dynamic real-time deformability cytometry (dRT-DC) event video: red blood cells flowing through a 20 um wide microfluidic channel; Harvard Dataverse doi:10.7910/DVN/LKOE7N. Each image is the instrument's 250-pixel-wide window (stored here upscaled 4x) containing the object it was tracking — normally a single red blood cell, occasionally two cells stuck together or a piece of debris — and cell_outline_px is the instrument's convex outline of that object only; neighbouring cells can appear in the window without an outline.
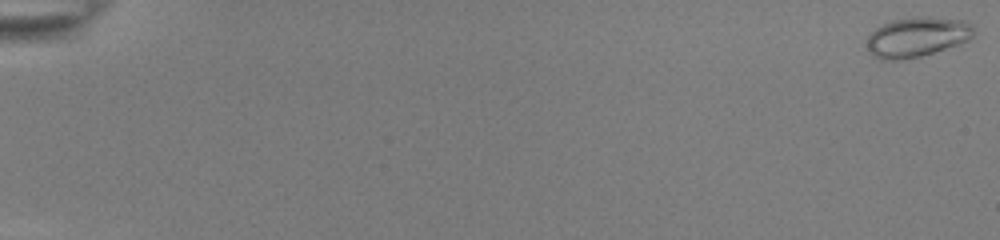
{"species": "common noctule bat (a hibernating species)", "species_latin": "Nyctalus noctula", "temperature_condition": "room temperature", "stored_images_in_passage": 55, "camera_frame_rate_fps": 3000, "um_per_image_px": 0.085, "animal": {"sex": "female", "body_mass_g": 22.0, "forearm_length_mm": 56.7}, "frame": {"image": 1, "passage_image": 1, "time_ms": 0.0, "image_size_px": [1000, 240], "cell_outline_px": [[976, 32], [968, 40], [960, 44], [920, 56], [904, 60], [880, 60], [872, 56], [868, 52], [868, 36], [876, 28], [892, 20], [924, 16], [928, 16], [964, 20], [972, 24]], "centroid_in_image_um": [77.97, 3.15], "position_along_channel_um": 7.0, "area_um2": 24.97}}
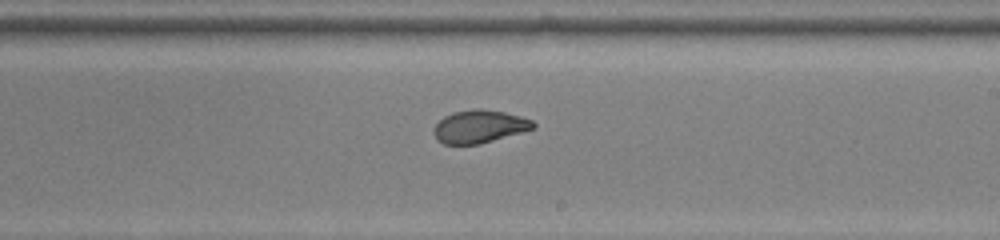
{"frame": {"image": 2, "passage_image": 35, "time_ms": 11.333, "image_size_px": [1000, 240], "cell_outline_px": [[536, 128], [480, 144], [444, 144], [436, 140], [432, 132], [436, 124], [444, 116], [452, 112], [472, 108], [480, 108], [504, 112], [520, 116], [532, 120], [536, 124]], "centroid_in_image_um": [40.73, 10.75], "position_along_channel_um": 248.3, "area_um2": 19.25}}
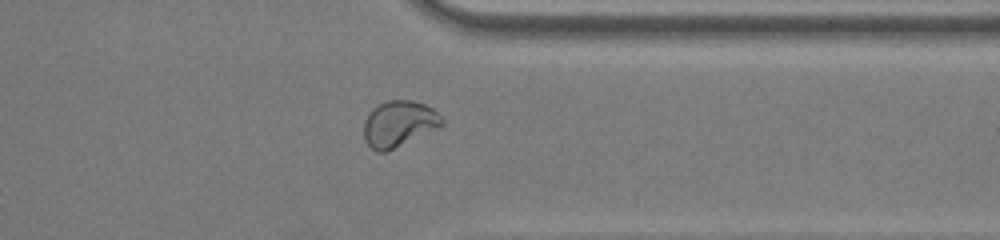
{"frame": {"image": 3, "passage_image": 45, "time_ms": 14.667, "image_size_px": [1000, 240], "cell_outline_px": [[444, 124], [436, 128], [384, 152], [376, 152], [364, 140], [364, 120], [368, 112], [376, 104], [388, 100], [412, 100], [424, 104], [432, 108], [444, 116]], "centroid_in_image_um": [33.88, 10.48], "position_along_channel_um": 377.5, "area_um2": 20.87}, "authors_computed_cell_mechanics": {"area_um2": 21.097, "velocity_mm_per_s": 3.8791, "shape_relaxation_time_tau1_ms": 7.1411, "shape_relaxation_time_tau2_ms": null, "deformation_change_tau1": 0.2163, "deformation_change_tau2": null}}